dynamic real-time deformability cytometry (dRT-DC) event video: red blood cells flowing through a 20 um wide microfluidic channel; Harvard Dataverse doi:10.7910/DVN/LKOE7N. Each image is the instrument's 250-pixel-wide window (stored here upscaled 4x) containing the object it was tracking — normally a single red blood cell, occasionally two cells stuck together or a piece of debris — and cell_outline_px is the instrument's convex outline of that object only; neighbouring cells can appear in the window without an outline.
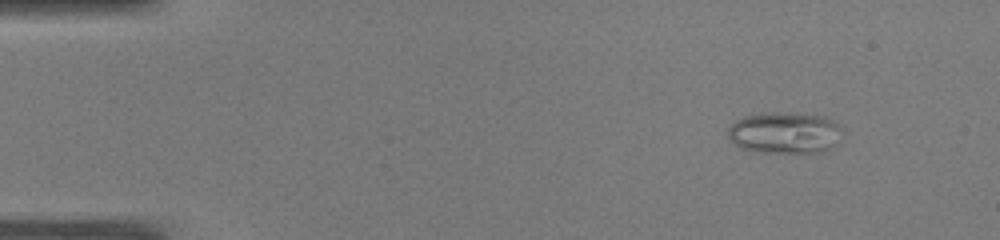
{"species": "common noctule bat (a hibernating species)", "species_latin": "Nyctalus noctula", "temperature_condition": "warm", "stored_images_in_passage": 49, "camera_frame_rate_fps": 3000, "um_per_image_px": 0.085, "animal": {"sex": "male", "body_mass_g": 19.0, "forearm_length_mm": 50.8}, "frame": {"image": 1, "passage_image": 5, "time_ms": 1.333, "image_size_px": [1000, 240], "cell_outline_px": [[844, 132], [828, 148], [816, 152], [760, 152], [740, 148], [728, 140], [728, 128], [736, 120], [744, 116], [768, 112], [784, 112], [824, 116], [840, 124], [844, 128]], "centroid_in_image_um": [66.67, 11.27], "position_along_channel_um": 18.3, "area_um2": 27.69}}
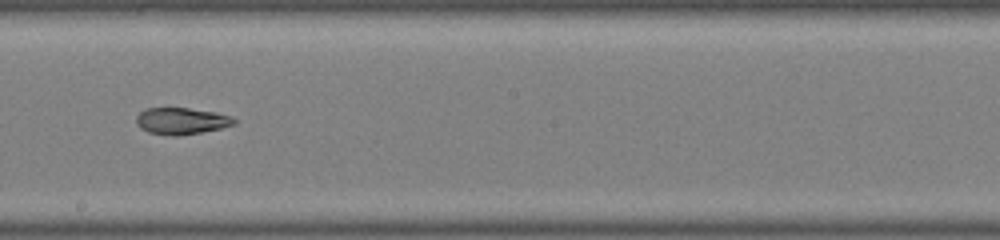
{"frame": {"image": 2, "passage_image": 28, "time_ms": 9.0, "image_size_px": [1000, 240], "cell_outline_px": [[236, 124], [220, 128], [180, 136], [172, 136], [148, 132], [140, 128], [136, 124], [136, 116], [144, 108], [188, 108], [216, 112], [232, 116], [236, 120]], "centroid_in_image_um": [15.41, 10.28], "position_along_channel_um": 232.8, "area_um2": 15.32}}
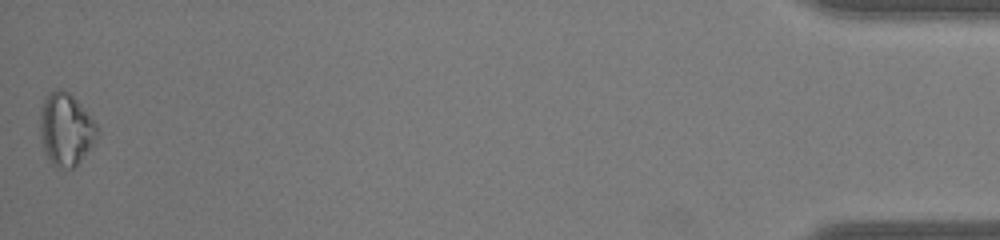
{"frame": {"image": 3, "passage_image": 49, "time_ms": 16.0, "image_size_px": [1000, 240], "cell_outline_px": [[100, 132], [92, 144], [80, 160], [72, 168], [64, 168], [52, 164], [48, 160], [44, 152], [40, 136], [40, 108], [48, 92], [56, 88], [60, 88], [68, 92], [80, 104], [100, 128]], "centroid_in_image_um": [5.57, 10.97], "position_along_channel_um": 429.6, "area_um2": 24.1}, "authors_computed_cell_mechanics": {"area_um2": 17.5134, "velocity_mm_per_s": 4.1005, "shape_relaxation_time_tau1_ms": null, "shape_relaxation_time_tau2_ms": 2.9064, "deformation_change_tau1": null, "deformation_change_tau2": 0.0666}}